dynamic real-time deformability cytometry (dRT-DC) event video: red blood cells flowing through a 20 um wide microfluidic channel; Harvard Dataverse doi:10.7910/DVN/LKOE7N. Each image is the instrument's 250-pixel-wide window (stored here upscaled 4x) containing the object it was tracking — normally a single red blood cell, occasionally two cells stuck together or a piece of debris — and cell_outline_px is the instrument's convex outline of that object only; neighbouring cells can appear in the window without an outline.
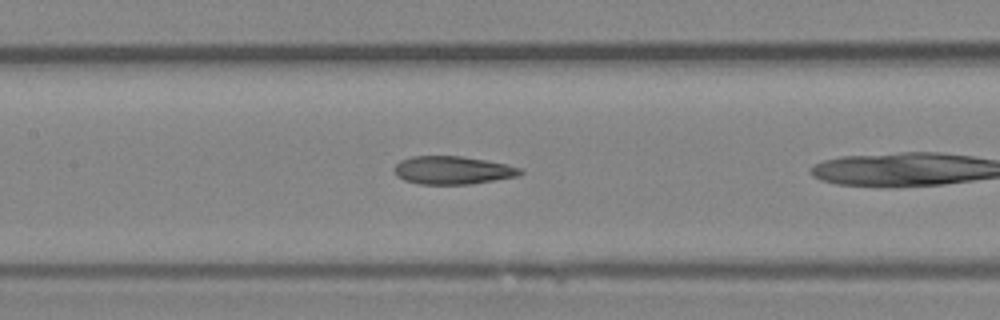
{"species": "Egyptian fruit bat (a non-hibernating species)", "species_latin": "Rousettus aegyptiacus", "temperature_condition": "room temperature", "stored_images_in_passage": 23, "camera_frame_rate_fps": 3000, "um_per_image_px": 0.085, "animal": {"sex": "female"}, "frame": {"image": 1, "passage_image": 8, "time_ms": 2.333, "image_size_px": [1000, 320], "cell_outline_px": [[524, 172], [520, 176], [472, 184], [420, 184], [404, 180], [396, 176], [396, 164], [400, 160], [412, 156], [460, 156], [484, 160], [504, 164], [520, 168]], "centroid_in_image_um": [38.49, 14.48], "position_along_channel_um": 168.9, "area_um2": 20.52}}
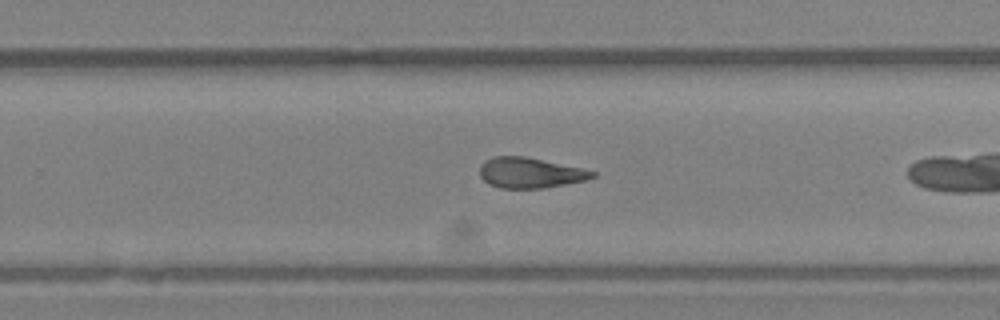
{"frame": {"image": 2, "passage_image": 16, "time_ms": 5.0, "image_size_px": [1000, 320], "cell_outline_px": [[596, 176], [584, 180], [544, 188], [500, 188], [488, 184], [480, 176], [480, 164], [484, 160], [492, 156], [524, 156], [580, 168], [596, 172]], "centroid_in_image_um": [44.99, 14.68], "position_along_channel_um": 284.8, "area_um2": 19.83}}
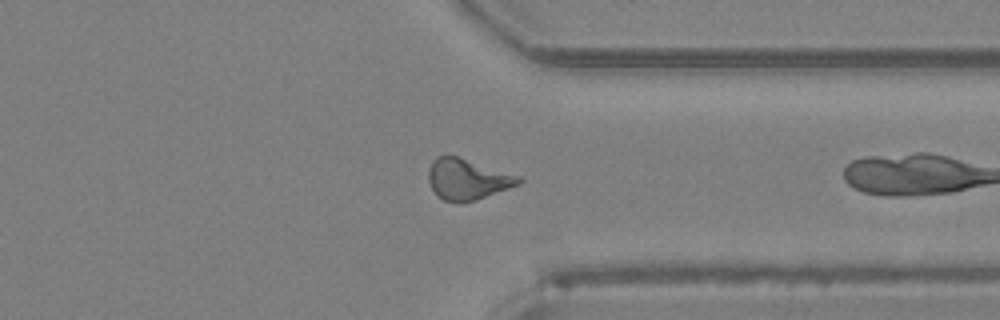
{"frame": {"image": 3, "passage_image": 22, "time_ms": 7.0, "image_size_px": [1000, 320], "cell_outline_px": [[524, 180], [520, 184], [476, 200], [464, 204], [444, 200], [436, 196], [428, 180], [428, 168], [432, 160], [436, 156], [456, 156], [520, 176]], "centroid_in_image_um": [39.71, 15.26], "position_along_channel_um": 371.7, "area_um2": 21.56}}